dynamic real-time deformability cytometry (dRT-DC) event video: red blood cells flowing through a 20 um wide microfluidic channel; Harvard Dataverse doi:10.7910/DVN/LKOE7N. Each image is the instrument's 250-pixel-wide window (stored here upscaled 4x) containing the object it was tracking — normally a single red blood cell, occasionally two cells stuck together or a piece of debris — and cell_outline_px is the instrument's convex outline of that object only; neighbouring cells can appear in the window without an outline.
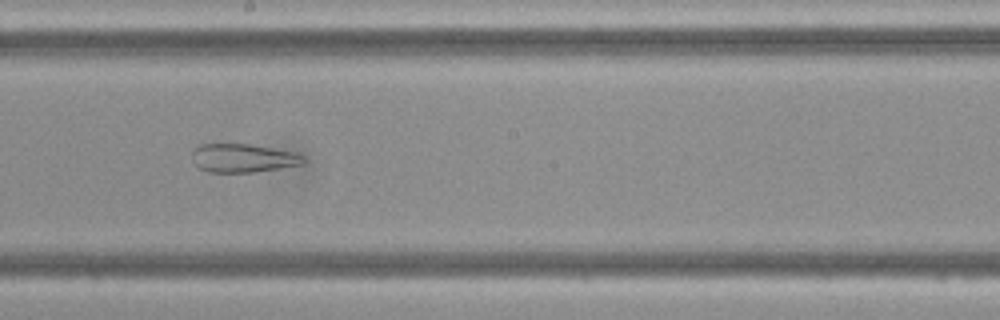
{"species": "Egyptian fruit bat (a non-hibernating species)", "species_latin": "Rousettus aegyptiacus", "temperature_condition": "cold", "stored_images_in_passage": 49, "camera_frame_rate_fps": 3000, "um_per_image_px": 0.085, "frame": {"image": 1, "passage_image": 27, "time_ms": 8.667, "image_size_px": [1000, 320], "cell_outline_px": [[304, 160], [300, 164], [280, 168], [252, 172], [208, 172], [200, 168], [192, 160], [192, 148], [200, 144], [248, 144], [296, 152], [304, 156]], "centroid_in_image_um": [20.61, 13.43], "position_along_channel_um": 227.6, "area_um2": 18.44}}
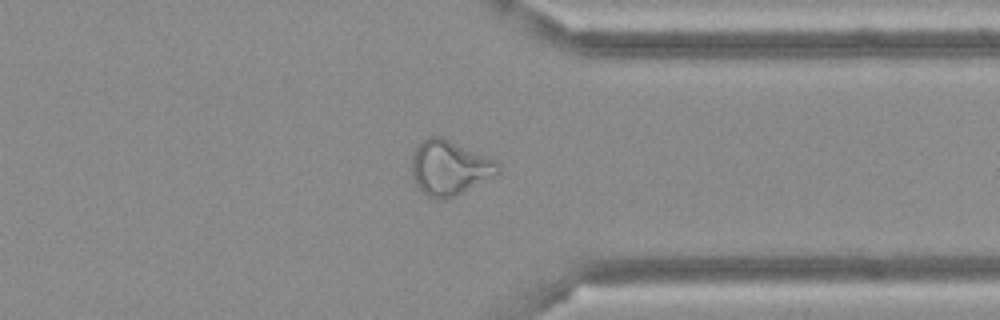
{"frame": {"image": 2, "passage_image": 38, "time_ms": 12.333, "image_size_px": [1000, 320], "cell_outline_px": [[500, 172], [456, 196], [428, 196], [416, 184], [412, 172], [412, 156], [416, 144], [428, 136], [444, 136], [496, 160], [500, 164]], "centroid_in_image_um": [38.21, 14.18], "position_along_channel_um": 373.2, "area_um2": 27.28}}
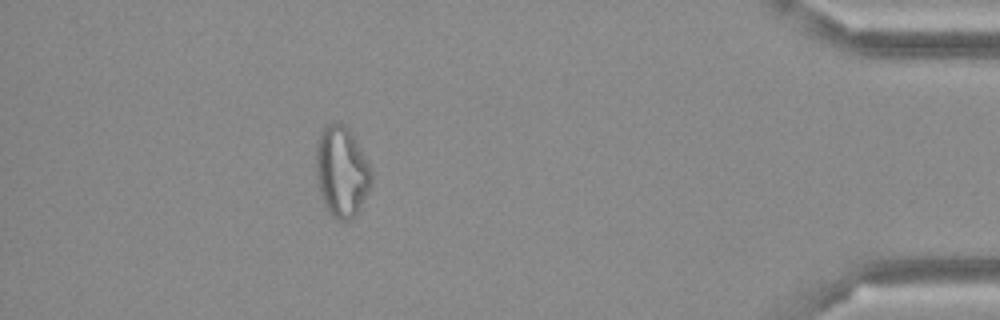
{"frame": {"image": 3, "passage_image": 44, "time_ms": 14.333, "image_size_px": [1000, 320], "cell_outline_px": [[372, 184], [360, 208], [348, 220], [336, 220], [332, 216], [324, 204], [320, 192], [316, 176], [316, 140], [324, 128], [332, 120], [336, 120], [344, 124], [348, 128], [368, 160], [372, 168]], "centroid_in_image_um": [29.04, 14.55], "position_along_channel_um": 406.2, "area_um2": 29.48}}